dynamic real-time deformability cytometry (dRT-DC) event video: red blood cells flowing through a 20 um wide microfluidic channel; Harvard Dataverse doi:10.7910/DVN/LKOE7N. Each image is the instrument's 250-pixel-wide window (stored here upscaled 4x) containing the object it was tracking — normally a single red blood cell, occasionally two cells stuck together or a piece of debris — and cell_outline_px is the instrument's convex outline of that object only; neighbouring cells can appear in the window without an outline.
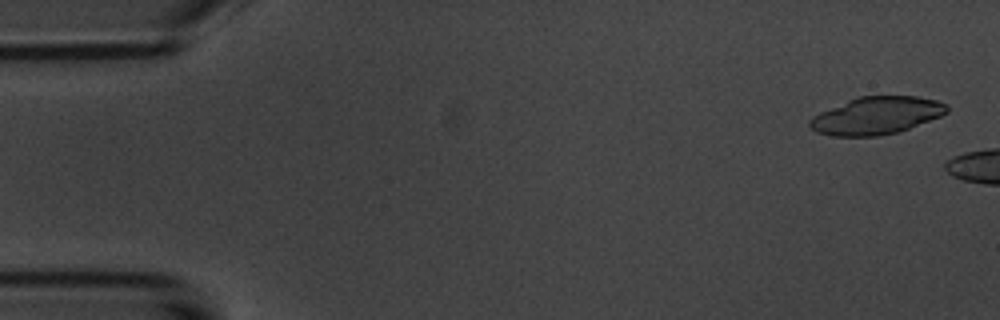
{"species": "common noctule bat (a hibernating species)", "species_latin": "Nyctalus noctula", "temperature_condition": "room temperature", "stored_images_in_passage": 3, "camera_frame_rate_fps": 3000, "um_per_image_px": 0.085, "animal": {"sex": "male", "body_mass_g": 20.1, "forearm_length_mm": 53.5}, "frame": {"image": 1, "passage_image": 1, "time_ms": 0.0, "image_size_px": [1000, 320], "cell_outline_px": [[948, 112], [940, 116], [908, 128], [896, 132], [876, 136], [832, 136], [816, 132], [808, 124], [808, 120], [812, 116], [820, 112], [856, 96], [916, 96], [936, 100], [948, 104]], "centroid_in_image_um": [74.47, 9.81], "position_along_channel_um": 10.5, "area_um2": 29.88}}